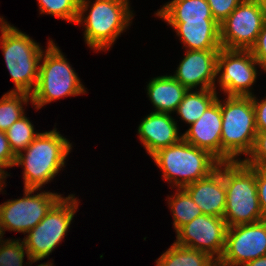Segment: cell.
Returning a JSON list of instances; mask_svg holds the SVG:
<instances>
[{
    "label": "cell",
    "instance_id": "1",
    "mask_svg": "<svg viewBox=\"0 0 266 266\" xmlns=\"http://www.w3.org/2000/svg\"><path fill=\"white\" fill-rule=\"evenodd\" d=\"M72 143L56 128L40 133L16 156L14 166L23 167L24 188L41 189L65 167Z\"/></svg>",
    "mask_w": 266,
    "mask_h": 266
},
{
    "label": "cell",
    "instance_id": "2",
    "mask_svg": "<svg viewBox=\"0 0 266 266\" xmlns=\"http://www.w3.org/2000/svg\"><path fill=\"white\" fill-rule=\"evenodd\" d=\"M132 12L128 4L118 0H80L76 24H84V40L89 48L108 51L131 25Z\"/></svg>",
    "mask_w": 266,
    "mask_h": 266
},
{
    "label": "cell",
    "instance_id": "3",
    "mask_svg": "<svg viewBox=\"0 0 266 266\" xmlns=\"http://www.w3.org/2000/svg\"><path fill=\"white\" fill-rule=\"evenodd\" d=\"M227 227L252 224L265 219L259 205L256 186V167L244 161L224 162Z\"/></svg>",
    "mask_w": 266,
    "mask_h": 266
},
{
    "label": "cell",
    "instance_id": "4",
    "mask_svg": "<svg viewBox=\"0 0 266 266\" xmlns=\"http://www.w3.org/2000/svg\"><path fill=\"white\" fill-rule=\"evenodd\" d=\"M0 47L15 88L10 92L31 94L38 81L39 64L44 52L29 35L0 16Z\"/></svg>",
    "mask_w": 266,
    "mask_h": 266
},
{
    "label": "cell",
    "instance_id": "5",
    "mask_svg": "<svg viewBox=\"0 0 266 266\" xmlns=\"http://www.w3.org/2000/svg\"><path fill=\"white\" fill-rule=\"evenodd\" d=\"M162 171V178L172 188H184L210 175L220 161L209 151L191 145L183 138L169 147L162 148L152 156Z\"/></svg>",
    "mask_w": 266,
    "mask_h": 266
},
{
    "label": "cell",
    "instance_id": "6",
    "mask_svg": "<svg viewBox=\"0 0 266 266\" xmlns=\"http://www.w3.org/2000/svg\"><path fill=\"white\" fill-rule=\"evenodd\" d=\"M46 47L40 59L38 81L31 93L35 109H40L57 99L75 97L87 92L59 46L53 40H49Z\"/></svg>",
    "mask_w": 266,
    "mask_h": 266
},
{
    "label": "cell",
    "instance_id": "7",
    "mask_svg": "<svg viewBox=\"0 0 266 266\" xmlns=\"http://www.w3.org/2000/svg\"><path fill=\"white\" fill-rule=\"evenodd\" d=\"M221 162L242 161L251 153L257 134L252 97L226 96L221 101Z\"/></svg>",
    "mask_w": 266,
    "mask_h": 266
},
{
    "label": "cell",
    "instance_id": "8",
    "mask_svg": "<svg viewBox=\"0 0 266 266\" xmlns=\"http://www.w3.org/2000/svg\"><path fill=\"white\" fill-rule=\"evenodd\" d=\"M79 199L75 194L62 197L42 221L23 238L24 246L33 263L46 259L67 235L77 212Z\"/></svg>",
    "mask_w": 266,
    "mask_h": 266
},
{
    "label": "cell",
    "instance_id": "9",
    "mask_svg": "<svg viewBox=\"0 0 266 266\" xmlns=\"http://www.w3.org/2000/svg\"><path fill=\"white\" fill-rule=\"evenodd\" d=\"M38 190L42 189L24 188L22 198L9 199L0 204V220L5 231H14L25 235L39 224L62 198V194L45 190L35 195L34 192Z\"/></svg>",
    "mask_w": 266,
    "mask_h": 266
},
{
    "label": "cell",
    "instance_id": "10",
    "mask_svg": "<svg viewBox=\"0 0 266 266\" xmlns=\"http://www.w3.org/2000/svg\"><path fill=\"white\" fill-rule=\"evenodd\" d=\"M257 66L261 67L250 50L221 48L216 67L220 89L227 96H253L251 87L257 79Z\"/></svg>",
    "mask_w": 266,
    "mask_h": 266
},
{
    "label": "cell",
    "instance_id": "11",
    "mask_svg": "<svg viewBox=\"0 0 266 266\" xmlns=\"http://www.w3.org/2000/svg\"><path fill=\"white\" fill-rule=\"evenodd\" d=\"M265 20L266 16L258 0H243L219 24L221 47L230 50H250Z\"/></svg>",
    "mask_w": 266,
    "mask_h": 266
},
{
    "label": "cell",
    "instance_id": "12",
    "mask_svg": "<svg viewBox=\"0 0 266 266\" xmlns=\"http://www.w3.org/2000/svg\"><path fill=\"white\" fill-rule=\"evenodd\" d=\"M266 255V219L228 227L225 249L217 266H242Z\"/></svg>",
    "mask_w": 266,
    "mask_h": 266
},
{
    "label": "cell",
    "instance_id": "13",
    "mask_svg": "<svg viewBox=\"0 0 266 266\" xmlns=\"http://www.w3.org/2000/svg\"><path fill=\"white\" fill-rule=\"evenodd\" d=\"M227 228L224 218L202 214L176 232L174 243L205 252L218 262L225 249Z\"/></svg>",
    "mask_w": 266,
    "mask_h": 266
},
{
    "label": "cell",
    "instance_id": "14",
    "mask_svg": "<svg viewBox=\"0 0 266 266\" xmlns=\"http://www.w3.org/2000/svg\"><path fill=\"white\" fill-rule=\"evenodd\" d=\"M220 50H186L184 58L172 75L188 90L216 89L217 57Z\"/></svg>",
    "mask_w": 266,
    "mask_h": 266
},
{
    "label": "cell",
    "instance_id": "15",
    "mask_svg": "<svg viewBox=\"0 0 266 266\" xmlns=\"http://www.w3.org/2000/svg\"><path fill=\"white\" fill-rule=\"evenodd\" d=\"M221 128V101L217 98L182 135L188 143L209 151L221 162Z\"/></svg>",
    "mask_w": 266,
    "mask_h": 266
},
{
    "label": "cell",
    "instance_id": "16",
    "mask_svg": "<svg viewBox=\"0 0 266 266\" xmlns=\"http://www.w3.org/2000/svg\"><path fill=\"white\" fill-rule=\"evenodd\" d=\"M203 214L223 218L226 207L224 162L210 175L184 187Z\"/></svg>",
    "mask_w": 266,
    "mask_h": 266
},
{
    "label": "cell",
    "instance_id": "17",
    "mask_svg": "<svg viewBox=\"0 0 266 266\" xmlns=\"http://www.w3.org/2000/svg\"><path fill=\"white\" fill-rule=\"evenodd\" d=\"M138 137L148 155L151 157L158 150L179 142L177 122L169 113L151 112L138 126Z\"/></svg>",
    "mask_w": 266,
    "mask_h": 266
},
{
    "label": "cell",
    "instance_id": "18",
    "mask_svg": "<svg viewBox=\"0 0 266 266\" xmlns=\"http://www.w3.org/2000/svg\"><path fill=\"white\" fill-rule=\"evenodd\" d=\"M186 50H220V27L214 19L204 21L167 22ZM186 47V48H185Z\"/></svg>",
    "mask_w": 266,
    "mask_h": 266
},
{
    "label": "cell",
    "instance_id": "19",
    "mask_svg": "<svg viewBox=\"0 0 266 266\" xmlns=\"http://www.w3.org/2000/svg\"><path fill=\"white\" fill-rule=\"evenodd\" d=\"M147 95L151 101L153 112H176L188 89L179 83L172 75H161L149 81L146 86Z\"/></svg>",
    "mask_w": 266,
    "mask_h": 266
},
{
    "label": "cell",
    "instance_id": "20",
    "mask_svg": "<svg viewBox=\"0 0 266 266\" xmlns=\"http://www.w3.org/2000/svg\"><path fill=\"white\" fill-rule=\"evenodd\" d=\"M154 14L165 22L214 19L207 0H172Z\"/></svg>",
    "mask_w": 266,
    "mask_h": 266
},
{
    "label": "cell",
    "instance_id": "21",
    "mask_svg": "<svg viewBox=\"0 0 266 266\" xmlns=\"http://www.w3.org/2000/svg\"><path fill=\"white\" fill-rule=\"evenodd\" d=\"M156 266H217L209 254L173 243L157 259Z\"/></svg>",
    "mask_w": 266,
    "mask_h": 266
},
{
    "label": "cell",
    "instance_id": "22",
    "mask_svg": "<svg viewBox=\"0 0 266 266\" xmlns=\"http://www.w3.org/2000/svg\"><path fill=\"white\" fill-rule=\"evenodd\" d=\"M194 91V92H193ZM188 90L176 110L183 122L191 125L196 122L207 108L218 98L213 89Z\"/></svg>",
    "mask_w": 266,
    "mask_h": 266
},
{
    "label": "cell",
    "instance_id": "23",
    "mask_svg": "<svg viewBox=\"0 0 266 266\" xmlns=\"http://www.w3.org/2000/svg\"><path fill=\"white\" fill-rule=\"evenodd\" d=\"M168 205L173 215V227L175 232L197 216L203 214L199 206L193 201L184 188H177L174 196H168Z\"/></svg>",
    "mask_w": 266,
    "mask_h": 266
},
{
    "label": "cell",
    "instance_id": "24",
    "mask_svg": "<svg viewBox=\"0 0 266 266\" xmlns=\"http://www.w3.org/2000/svg\"><path fill=\"white\" fill-rule=\"evenodd\" d=\"M32 103L31 94L26 92L5 93L0 99V131H6L15 121L25 115L23 104Z\"/></svg>",
    "mask_w": 266,
    "mask_h": 266
},
{
    "label": "cell",
    "instance_id": "25",
    "mask_svg": "<svg viewBox=\"0 0 266 266\" xmlns=\"http://www.w3.org/2000/svg\"><path fill=\"white\" fill-rule=\"evenodd\" d=\"M10 148L15 156L24 151L40 134L35 132L34 125L26 114L15 121L6 131Z\"/></svg>",
    "mask_w": 266,
    "mask_h": 266
},
{
    "label": "cell",
    "instance_id": "26",
    "mask_svg": "<svg viewBox=\"0 0 266 266\" xmlns=\"http://www.w3.org/2000/svg\"><path fill=\"white\" fill-rule=\"evenodd\" d=\"M40 14H49L76 24L80 0H37Z\"/></svg>",
    "mask_w": 266,
    "mask_h": 266
},
{
    "label": "cell",
    "instance_id": "27",
    "mask_svg": "<svg viewBox=\"0 0 266 266\" xmlns=\"http://www.w3.org/2000/svg\"><path fill=\"white\" fill-rule=\"evenodd\" d=\"M25 254L30 266L33 264L29 258L24 242L17 239H6L0 243V266H23Z\"/></svg>",
    "mask_w": 266,
    "mask_h": 266
},
{
    "label": "cell",
    "instance_id": "28",
    "mask_svg": "<svg viewBox=\"0 0 266 266\" xmlns=\"http://www.w3.org/2000/svg\"><path fill=\"white\" fill-rule=\"evenodd\" d=\"M248 156L242 159L247 165L266 167V130L257 131L253 149Z\"/></svg>",
    "mask_w": 266,
    "mask_h": 266
},
{
    "label": "cell",
    "instance_id": "29",
    "mask_svg": "<svg viewBox=\"0 0 266 266\" xmlns=\"http://www.w3.org/2000/svg\"><path fill=\"white\" fill-rule=\"evenodd\" d=\"M243 0H207L214 20L220 24Z\"/></svg>",
    "mask_w": 266,
    "mask_h": 266
},
{
    "label": "cell",
    "instance_id": "30",
    "mask_svg": "<svg viewBox=\"0 0 266 266\" xmlns=\"http://www.w3.org/2000/svg\"><path fill=\"white\" fill-rule=\"evenodd\" d=\"M250 51L254 58L261 65V69L266 72V20L254 46L250 49Z\"/></svg>",
    "mask_w": 266,
    "mask_h": 266
},
{
    "label": "cell",
    "instance_id": "31",
    "mask_svg": "<svg viewBox=\"0 0 266 266\" xmlns=\"http://www.w3.org/2000/svg\"><path fill=\"white\" fill-rule=\"evenodd\" d=\"M256 186L260 209L266 219V167H256Z\"/></svg>",
    "mask_w": 266,
    "mask_h": 266
},
{
    "label": "cell",
    "instance_id": "32",
    "mask_svg": "<svg viewBox=\"0 0 266 266\" xmlns=\"http://www.w3.org/2000/svg\"><path fill=\"white\" fill-rule=\"evenodd\" d=\"M16 156L12 152L4 131H0V164L5 169L14 167Z\"/></svg>",
    "mask_w": 266,
    "mask_h": 266
},
{
    "label": "cell",
    "instance_id": "33",
    "mask_svg": "<svg viewBox=\"0 0 266 266\" xmlns=\"http://www.w3.org/2000/svg\"><path fill=\"white\" fill-rule=\"evenodd\" d=\"M255 109V120L257 131L266 130V97L260 101L256 99L255 95L251 96Z\"/></svg>",
    "mask_w": 266,
    "mask_h": 266
},
{
    "label": "cell",
    "instance_id": "34",
    "mask_svg": "<svg viewBox=\"0 0 266 266\" xmlns=\"http://www.w3.org/2000/svg\"><path fill=\"white\" fill-rule=\"evenodd\" d=\"M4 168L5 167L0 164V192L3 191L4 187H6L5 179L7 178V176H10Z\"/></svg>",
    "mask_w": 266,
    "mask_h": 266
},
{
    "label": "cell",
    "instance_id": "35",
    "mask_svg": "<svg viewBox=\"0 0 266 266\" xmlns=\"http://www.w3.org/2000/svg\"><path fill=\"white\" fill-rule=\"evenodd\" d=\"M242 266H266V255L260 258L254 259L253 261L247 262Z\"/></svg>",
    "mask_w": 266,
    "mask_h": 266
},
{
    "label": "cell",
    "instance_id": "36",
    "mask_svg": "<svg viewBox=\"0 0 266 266\" xmlns=\"http://www.w3.org/2000/svg\"><path fill=\"white\" fill-rule=\"evenodd\" d=\"M4 234H5L4 225L2 224L0 220V243L5 241V239H3Z\"/></svg>",
    "mask_w": 266,
    "mask_h": 266
},
{
    "label": "cell",
    "instance_id": "37",
    "mask_svg": "<svg viewBox=\"0 0 266 266\" xmlns=\"http://www.w3.org/2000/svg\"><path fill=\"white\" fill-rule=\"evenodd\" d=\"M260 7L262 9V11L264 12L265 16H266V0H258Z\"/></svg>",
    "mask_w": 266,
    "mask_h": 266
},
{
    "label": "cell",
    "instance_id": "38",
    "mask_svg": "<svg viewBox=\"0 0 266 266\" xmlns=\"http://www.w3.org/2000/svg\"><path fill=\"white\" fill-rule=\"evenodd\" d=\"M38 266H53V263L50 261H47L46 263L44 262V263H41V264H39Z\"/></svg>",
    "mask_w": 266,
    "mask_h": 266
},
{
    "label": "cell",
    "instance_id": "39",
    "mask_svg": "<svg viewBox=\"0 0 266 266\" xmlns=\"http://www.w3.org/2000/svg\"><path fill=\"white\" fill-rule=\"evenodd\" d=\"M118 1H121V2H123V3H125V4H128L129 6H130V1L129 0H118Z\"/></svg>",
    "mask_w": 266,
    "mask_h": 266
}]
</instances>
